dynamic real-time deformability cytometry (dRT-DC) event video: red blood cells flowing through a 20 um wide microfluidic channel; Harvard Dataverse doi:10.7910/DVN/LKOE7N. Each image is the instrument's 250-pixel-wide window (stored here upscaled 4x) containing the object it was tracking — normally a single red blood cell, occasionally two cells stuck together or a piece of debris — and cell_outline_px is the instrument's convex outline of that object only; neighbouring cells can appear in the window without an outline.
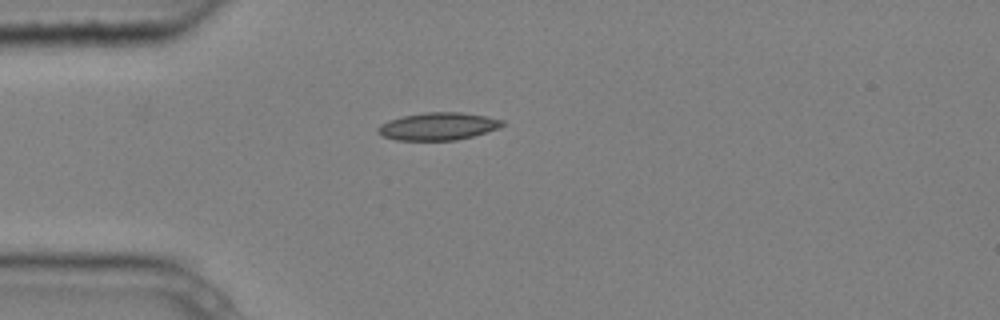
{"species": "common noctule bat (a hibernating species)", "species_latin": "Nyctalus noctula", "temperature_condition": "cold", "stored_images_in_passage": 1, "camera_frame_rate_fps": 3000, "um_per_image_px": 0.085, "animal": {"sex": "male", "body_mass_g": 20.4}, "frame": {"image": 1, "passage_image": 1, "time_ms": 0.0, "image_size_px": [1000, 320], "cell_outline_px": [[504, 124], [496, 128], [472, 136], [456, 140], [396, 140], [384, 136], [376, 128], [380, 124], [388, 120], [404, 116], [424, 112], [460, 112], [484, 116], [504, 120]], "centroid_in_image_um": [37.21, 10.73], "position_along_channel_um": 47.8, "area_um2": 19.65}}